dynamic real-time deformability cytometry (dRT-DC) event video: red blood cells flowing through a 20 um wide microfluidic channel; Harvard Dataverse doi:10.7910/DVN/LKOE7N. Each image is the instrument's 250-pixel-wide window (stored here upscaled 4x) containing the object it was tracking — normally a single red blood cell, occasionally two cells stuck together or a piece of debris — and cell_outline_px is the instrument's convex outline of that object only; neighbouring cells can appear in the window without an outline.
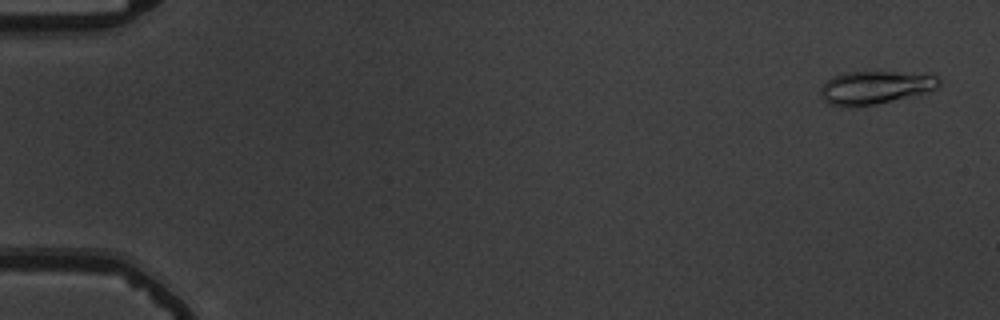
{"species": "common noctule bat (a hibernating species)", "species_latin": "Nyctalus noctula", "temperature_condition": "warm", "stored_images_in_passage": 56, "camera_frame_rate_fps": 3000, "um_per_image_px": 0.085, "animal": {"sex": "male", "body_mass_g": 19.5, "forearm_length_mm": 54.6}, "frame": {"image": 1, "passage_image": 3, "time_ms": 0.667, "image_size_px": [1000, 320], "cell_outline_px": [[940, 84], [936, 88], [916, 96], [876, 104], [852, 108], [848, 108], [828, 104], [824, 100], [820, 92], [820, 88], [832, 76], [844, 72], [932, 72], [940, 76]], "centroid_in_image_um": [74.46, 7.43], "position_along_channel_um": 10.5, "area_um2": 23.64}}
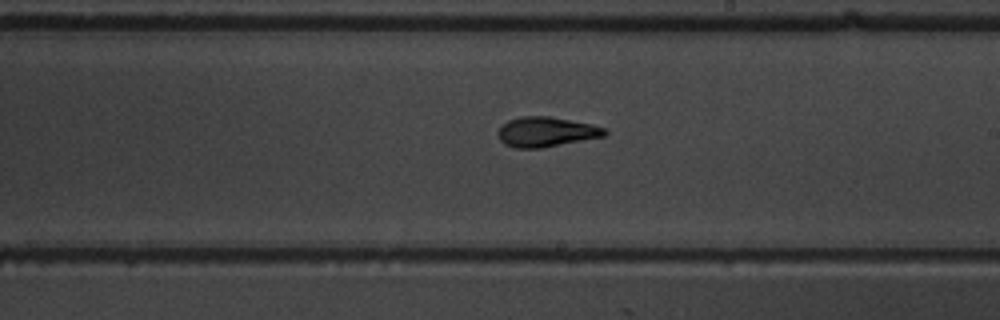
{"frame": {"image": 2, "passage_image": 34, "time_ms": 11.0, "image_size_px": [1000, 320], "cell_outline_px": [[608, 132], [604, 136], [540, 148], [516, 148], [504, 144], [500, 140], [496, 132], [508, 120], [520, 116], [548, 116], [592, 124], [608, 128]], "centroid_in_image_um": [46.42, 11.2], "position_along_channel_um": 242.6, "area_um2": 18.55}}
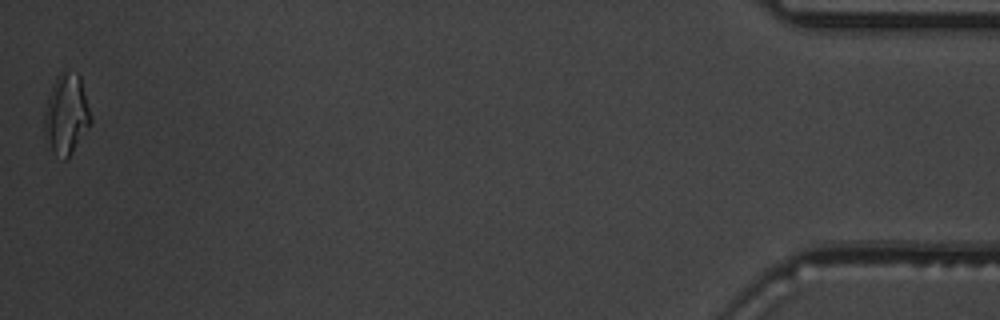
{"frame": {"image": 3, "passage_image": 56, "time_ms": 18.333, "image_size_px": [1000, 320], "cell_outline_px": [[92, 120], [72, 152], [64, 160], [52, 152], [44, 136], [44, 112], [52, 84], [56, 76], [60, 72], [76, 72], [80, 76], [92, 116]], "centroid_in_image_um": [5.62, 9.7], "position_along_channel_um": 429.6, "area_um2": 21.62}, "authors_computed_cell_mechanics": {"area_um2": 18.6694, "velocity_mm_per_s": 3.7205, "shape_relaxation_time_tau1_ms": 4.9372, "shape_relaxation_time_tau2_ms": 2.3257, "deformation_change_tau1": 0.2026, "deformation_change_tau2": 0.1009}}